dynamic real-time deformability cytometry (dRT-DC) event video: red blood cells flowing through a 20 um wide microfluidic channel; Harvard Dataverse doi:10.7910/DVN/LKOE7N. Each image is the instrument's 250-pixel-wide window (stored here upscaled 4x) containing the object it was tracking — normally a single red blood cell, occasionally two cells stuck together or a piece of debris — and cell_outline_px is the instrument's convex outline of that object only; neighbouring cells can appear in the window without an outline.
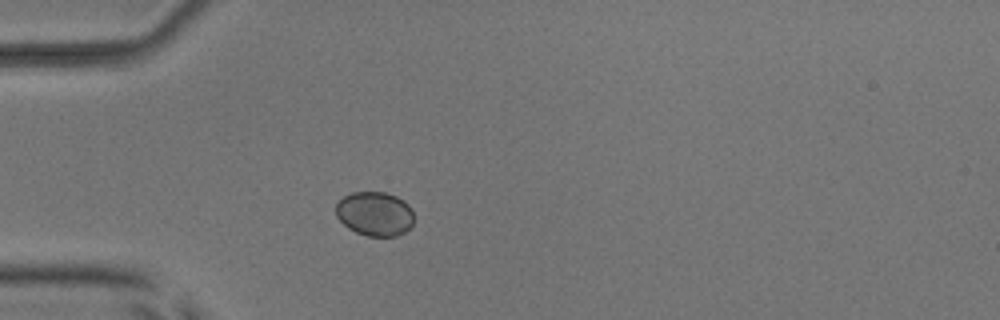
{"species": "common noctule bat (a hibernating species)", "species_latin": "Nyctalus noctula", "temperature_condition": "room temperature", "stored_images_in_passage": 1, "camera_frame_rate_fps": 3000, "um_per_image_px": 0.085, "animal": {"sex": "male", "body_mass_g": 17.9, "forearm_length_mm": 54.2}, "frame": {"image": 1, "passage_image": 1, "time_ms": 0.0, "image_size_px": [1000, 320], "cell_outline_px": [[412, 224], [404, 232], [396, 236], [368, 236], [356, 232], [348, 228], [336, 216], [336, 204], [344, 196], [352, 192], [384, 192], [396, 196], [404, 200], [412, 208]], "centroid_in_image_um": [31.85, 18.16], "position_along_channel_um": 53.2, "area_um2": 20.06}}